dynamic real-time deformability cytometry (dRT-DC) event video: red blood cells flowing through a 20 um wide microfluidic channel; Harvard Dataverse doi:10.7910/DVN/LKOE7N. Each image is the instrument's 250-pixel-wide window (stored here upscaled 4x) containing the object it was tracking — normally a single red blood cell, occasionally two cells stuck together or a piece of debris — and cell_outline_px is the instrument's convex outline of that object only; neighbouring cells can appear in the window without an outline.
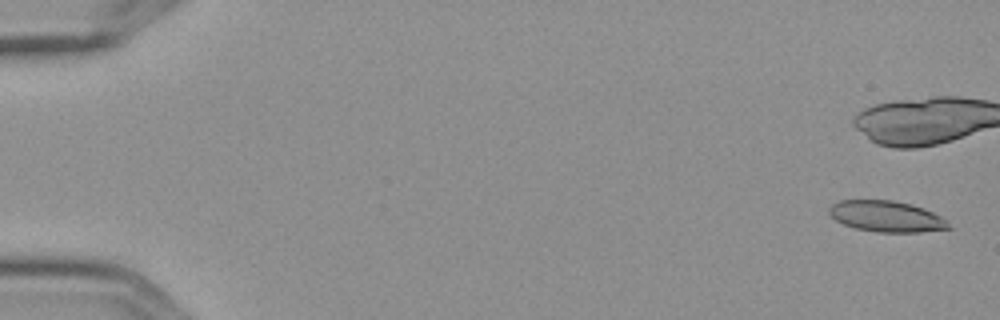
{"species": "Egyptian fruit bat (a non-hibernating species)", "species_latin": "Rousettus aegyptiacus", "temperature_condition": "cold", "stored_images_in_passage": 7, "camera_frame_rate_fps": 3000, "um_per_image_px": 0.085, "frame": {"image": 1, "passage_image": 1, "time_ms": 0.0, "image_size_px": [1000, 320], "cell_outline_px": [[952, 228], [920, 232], [880, 232], [856, 228], [844, 224], [836, 220], [828, 212], [828, 208], [832, 204], [840, 200], [892, 200], [912, 204], [924, 208], [948, 220]], "centroid_in_image_um": [75.37, 18.38], "position_along_channel_um": 9.6, "area_um2": 21.62}}